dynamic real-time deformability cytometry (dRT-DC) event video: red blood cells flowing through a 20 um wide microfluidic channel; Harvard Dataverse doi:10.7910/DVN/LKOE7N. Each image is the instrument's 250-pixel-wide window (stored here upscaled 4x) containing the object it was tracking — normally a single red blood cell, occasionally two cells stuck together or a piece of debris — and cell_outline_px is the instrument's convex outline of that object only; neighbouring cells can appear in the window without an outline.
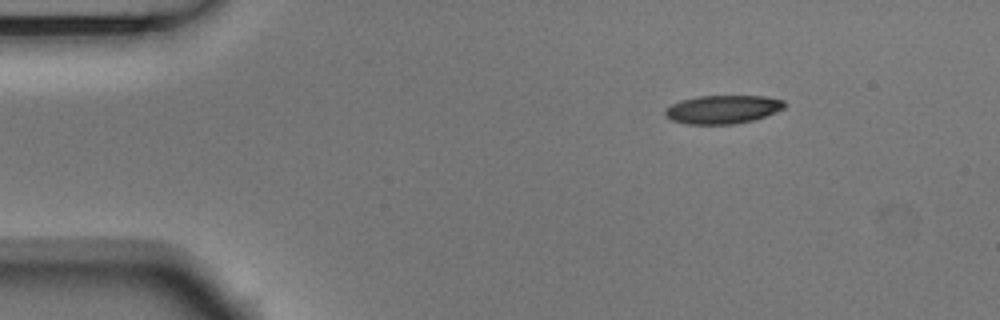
{"species": "Egyptian fruit bat (a non-hibernating species)", "species_latin": "Rousettus aegyptiacus", "temperature_condition": "room temperature", "stored_images_in_passage": 4, "camera_frame_rate_fps": 3000, "um_per_image_px": 0.085, "animal": {"sex": "male"}, "frame": {"image": 1, "passage_image": 1, "time_ms": 0.0, "image_size_px": [1000, 320], "cell_outline_px": [[784, 108], [764, 116], [752, 120], [736, 124], [684, 124], [672, 120], [664, 116], [664, 108], [680, 100], [696, 96], [764, 96], [784, 100]], "centroid_in_image_um": [61.36, 9.3], "position_along_channel_um": 23.6, "area_um2": 19.83}}
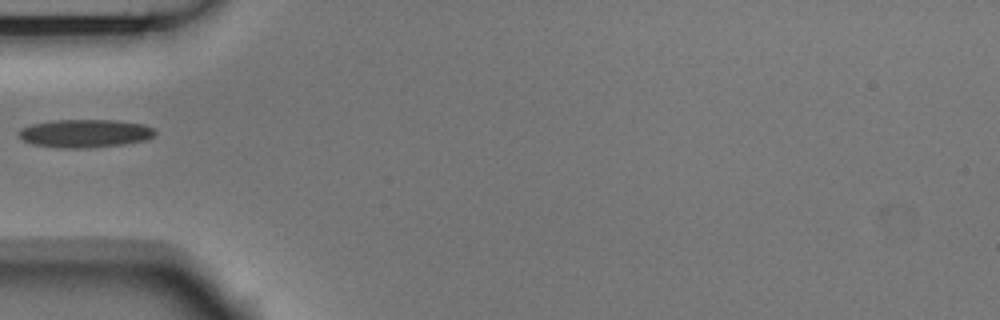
{"frame": {"image": 2, "passage_image": 3, "time_ms": 0.667, "image_size_px": [1000, 320], "cell_outline_px": [[156, 132], [152, 136], [144, 140], [120, 144], [88, 148], [64, 148], [32, 144], [24, 140], [16, 132], [20, 128], [32, 124], [52, 120], [112, 120], [144, 124], [152, 128]], "centroid_in_image_um": [7.17, 11.33], "position_along_channel_um": 77.8, "area_um2": 22.14}}
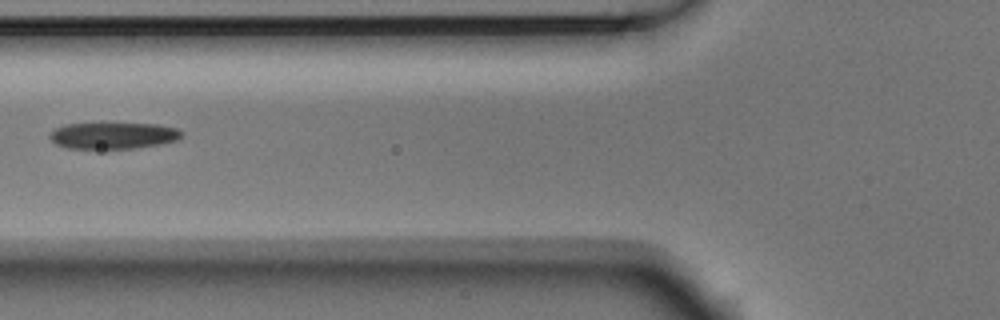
{"frame": {"image": 3, "passage_image": 4, "time_ms": 1.0, "image_size_px": [1000, 320], "cell_outline_px": [[180, 136], [176, 140], [160, 144], [132, 148], [68, 148], [56, 144], [48, 136], [56, 128], [64, 124], [156, 124], [176, 128], [180, 132]], "centroid_in_image_um": [9.58, 11.52], "position_along_channel_um": 116.2, "area_um2": 19.83}}